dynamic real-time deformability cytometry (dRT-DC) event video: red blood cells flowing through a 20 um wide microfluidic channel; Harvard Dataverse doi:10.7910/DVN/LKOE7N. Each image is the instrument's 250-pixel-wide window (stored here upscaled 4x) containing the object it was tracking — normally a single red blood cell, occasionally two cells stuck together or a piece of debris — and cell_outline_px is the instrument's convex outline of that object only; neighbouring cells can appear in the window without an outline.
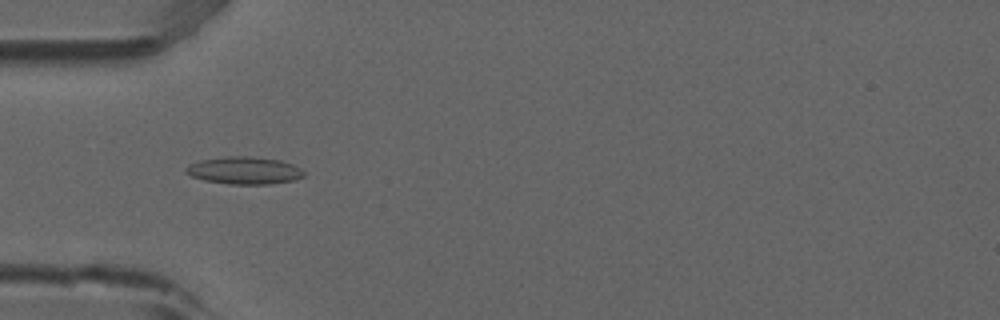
{"species": "common noctule bat (a hibernating species)", "species_latin": "Nyctalus noctula", "temperature_condition": "room temperature", "stored_images_in_passage": 7, "camera_frame_rate_fps": 3000, "um_per_image_px": 0.085, "animal": {"sex": "male", "forearm_length_mm": 52.5}, "frame": {"image": 1, "passage_image": 5, "time_ms": 1.333, "image_size_px": [1000, 320], "cell_outline_px": [[304, 176], [296, 180], [268, 184], [228, 184], [204, 180], [192, 176], [184, 172], [184, 168], [188, 164], [200, 160], [228, 156], [248, 156], [280, 160], [292, 164], [300, 168], [304, 172]], "centroid_in_image_um": [20.74, 14.49], "position_along_channel_um": 64.3, "area_um2": 18.9}}
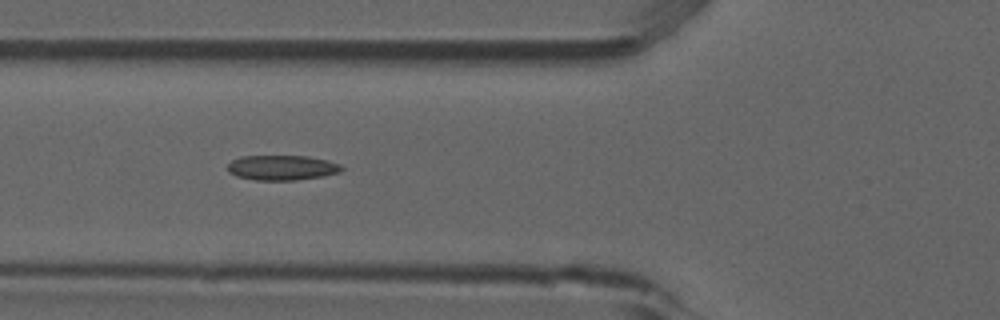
{"frame": {"image": 2, "passage_image": 6, "time_ms": 1.667, "image_size_px": [1000, 320], "cell_outline_px": [[344, 168], [340, 172], [320, 176], [296, 180], [256, 180], [236, 176], [228, 172], [228, 164], [232, 160], [240, 156], [308, 156], [328, 160], [340, 164]], "centroid_in_image_um": [23.96, 14.24], "position_along_channel_um": 101.8, "area_um2": 16.59}}
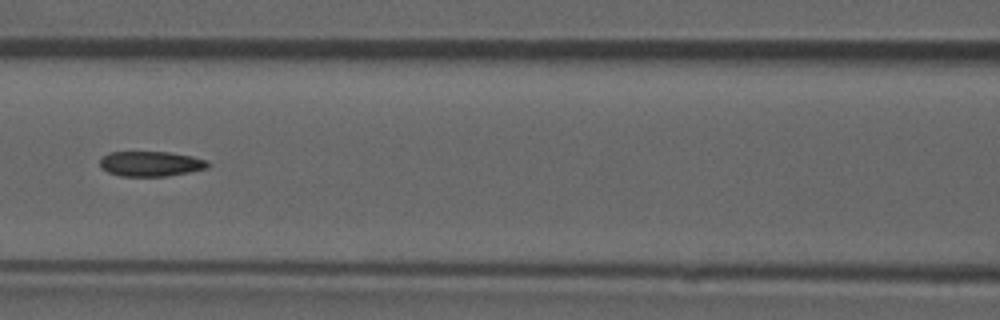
{"frame": {"image": 3, "passage_image": 7, "time_ms": 2.0, "image_size_px": [1000, 320], "cell_outline_px": [[212, 164], [208, 168], [168, 176], [120, 176], [108, 172], [100, 168], [100, 156], [108, 152], [168, 152], [192, 156], [208, 160]], "centroid_in_image_um": [12.81, 13.92], "position_along_channel_um": 153.8, "area_um2": 16.01}}